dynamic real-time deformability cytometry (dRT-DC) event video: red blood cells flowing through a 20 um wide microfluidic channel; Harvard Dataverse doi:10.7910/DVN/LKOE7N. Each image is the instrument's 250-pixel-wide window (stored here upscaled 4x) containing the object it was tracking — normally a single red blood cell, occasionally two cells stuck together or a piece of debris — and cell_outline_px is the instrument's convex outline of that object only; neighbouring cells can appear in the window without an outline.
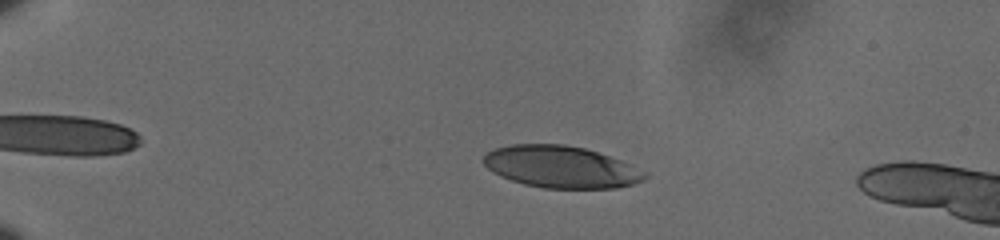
{"species": "human", "species_latin": "Homo sapiens", "temperature_condition": "cold", "stored_images_in_passage": 14, "camera_frame_rate_fps": 3000, "um_per_image_px": 0.085, "donor": {"sex": "male"}, "frame": {"image": 1, "passage_image": 8, "time_ms": 2.333, "image_size_px": [1000, 240], "cell_outline_px": [[648, 176], [644, 180], [632, 184], [616, 188], [544, 188], [524, 184], [500, 176], [492, 172], [484, 164], [484, 156], [488, 152], [496, 148], [512, 144], [564, 144], [584, 148], [620, 160], [648, 172]], "centroid_in_image_um": [47.7, 14.19], "position_along_channel_um": 37.3, "area_um2": 39.25}}